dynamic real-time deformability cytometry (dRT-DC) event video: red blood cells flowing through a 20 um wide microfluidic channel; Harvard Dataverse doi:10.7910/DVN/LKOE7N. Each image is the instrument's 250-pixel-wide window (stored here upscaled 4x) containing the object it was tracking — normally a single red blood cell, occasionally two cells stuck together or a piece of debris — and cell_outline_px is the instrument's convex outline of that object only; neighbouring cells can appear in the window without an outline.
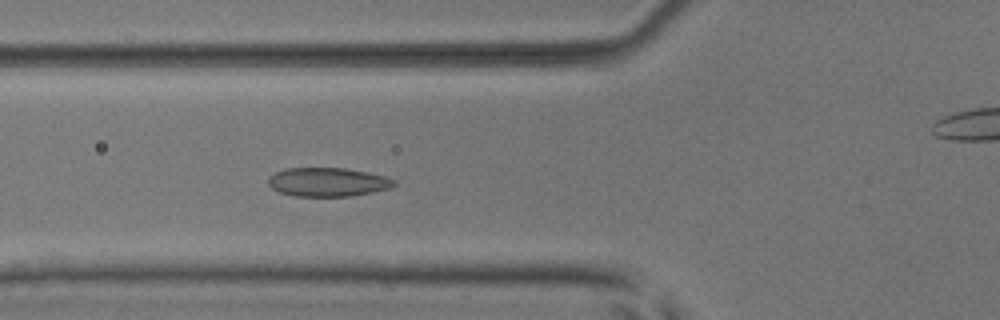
{"species": "common noctule bat (a hibernating species)", "species_latin": "Nyctalus noctula", "temperature_condition": "room temperature", "stored_images_in_passage": 52, "camera_frame_rate_fps": 3000, "um_per_image_px": 0.085, "animal": {"sex": "male", "body_mass_g": 17.9, "forearm_length_mm": 54.2}, "frame": {"image": 1, "passage_image": 19, "time_ms": 6.0, "image_size_px": [1000, 320], "cell_outline_px": [[396, 184], [388, 188], [372, 192], [352, 196], [296, 196], [280, 192], [272, 188], [268, 184], [268, 176], [284, 168], [344, 168], [368, 172], [384, 176], [396, 180]], "centroid_in_image_um": [27.84, 15.47], "position_along_channel_um": 98.0, "area_um2": 21.1}}
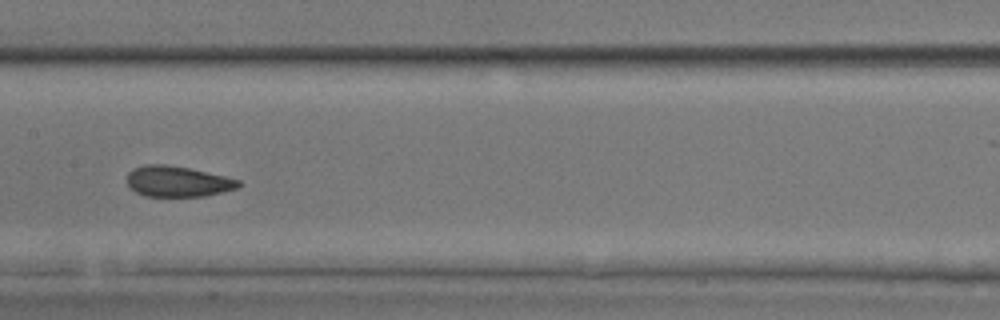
{"frame": {"image": 2, "passage_image": 26, "time_ms": 8.333, "image_size_px": [1000, 320], "cell_outline_px": [[244, 184], [236, 188], [204, 196], [144, 196], [136, 192], [128, 184], [128, 172], [132, 168], [144, 164], [164, 164], [188, 168], [224, 176], [240, 180]], "centroid_in_image_um": [15.09, 15.41], "position_along_channel_um": 192.3, "area_um2": 19.83}}
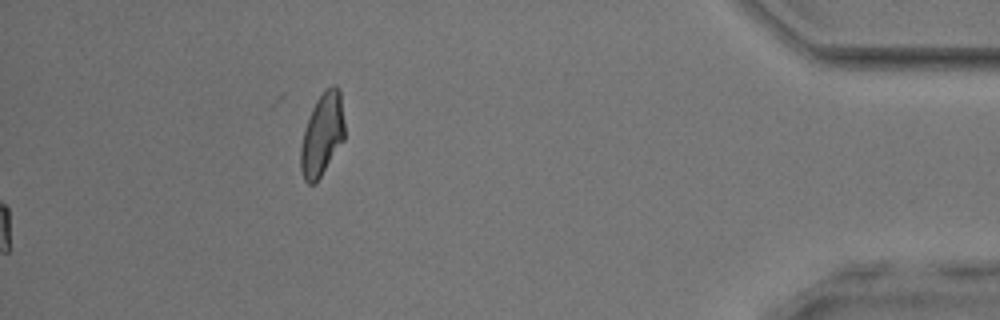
{"frame": {"image": 3, "passage_image": 52, "time_ms": 17.0, "image_size_px": [1000, 320], "cell_outline_px": [[344, 140], [320, 176], [312, 184], [308, 184], [304, 180], [300, 168], [300, 148], [304, 132], [312, 108], [316, 100], [324, 88], [332, 84], [336, 84], [340, 88], [344, 120]], "centroid_in_image_um": [27.39, 11.37], "position_along_channel_um": 407.8, "area_um2": 21.1}, "authors_computed_cell_mechanics": {"area_um2": 20.4034, "velocity_mm_per_s": 4.0464, "shape_relaxation_time_tau1_ms": 3.3923, "shape_relaxation_time_tau2_ms": 1.0921, "deformation_change_tau1": 0.0915, "deformation_change_tau2": 0.0503}}